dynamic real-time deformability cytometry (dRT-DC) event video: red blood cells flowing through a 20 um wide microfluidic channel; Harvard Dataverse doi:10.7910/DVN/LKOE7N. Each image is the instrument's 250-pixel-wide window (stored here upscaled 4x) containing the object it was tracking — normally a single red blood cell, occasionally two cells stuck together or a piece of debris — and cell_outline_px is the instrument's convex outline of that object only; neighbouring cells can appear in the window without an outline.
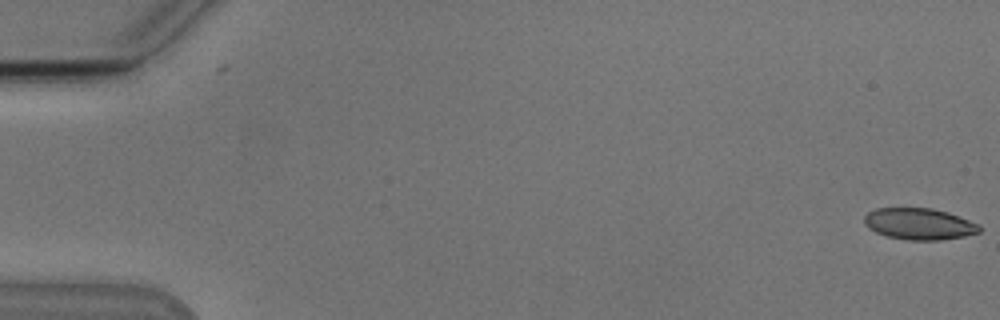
{"species": "Egyptian fruit bat (a non-hibernating species)", "species_latin": "Rousettus aegyptiacus", "temperature_condition": "cold", "stored_images_in_passage": 54, "camera_frame_rate_fps": 3000, "um_per_image_px": 0.085, "animal": {"sex": "male"}, "frame": {"image": 1, "passage_image": 1, "time_ms": 0.0, "image_size_px": [1000, 320], "cell_outline_px": [[980, 232], [964, 236], [940, 240], [908, 240], [888, 236], [876, 232], [868, 228], [864, 224], [864, 216], [868, 212], [876, 208], [932, 208], [948, 212], [980, 224]], "centroid_in_image_um": [78.13, 19.03], "position_along_channel_um": 6.9, "area_um2": 21.15}}
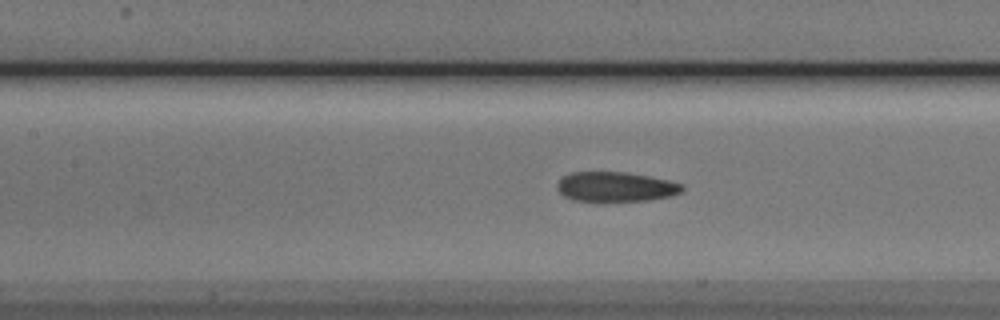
{"frame": {"image": 2, "passage_image": 25, "time_ms": 8.0, "image_size_px": [1000, 320], "cell_outline_px": [[684, 188], [680, 192], [668, 196], [648, 200], [604, 204], [572, 200], [564, 196], [556, 188], [556, 184], [564, 176], [572, 172], [624, 172], [648, 176], [668, 180], [684, 184]], "centroid_in_image_um": [52.28, 15.92], "position_along_channel_um": 155.1, "area_um2": 22.37}}
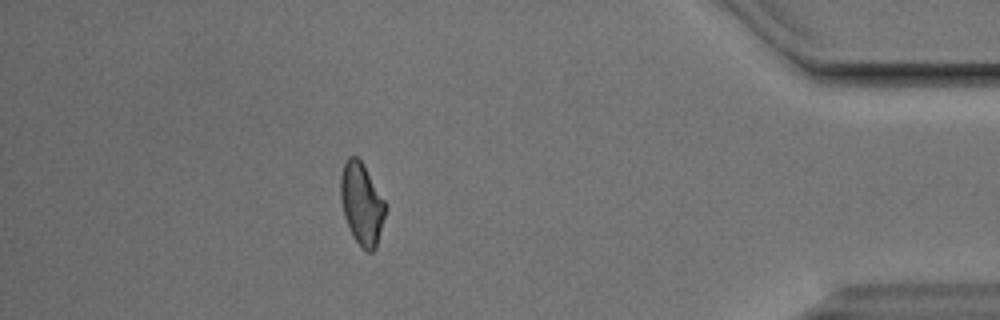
{"frame": {"image": 3, "passage_image": 48, "time_ms": 15.667, "image_size_px": [1000, 320], "cell_outline_px": [[384, 216], [376, 248], [372, 252], [368, 252], [360, 248], [344, 216], [340, 200], [340, 176], [344, 164], [348, 156], [356, 156], [364, 164], [384, 200]], "centroid_in_image_um": [30.72, 17.3], "position_along_channel_um": 404.5, "area_um2": 21.1}, "authors_computed_cell_mechanics": {"area_um2": 22.0218, "velocity_mm_per_s": 3.8356, "shape_relaxation_time_tau1_ms": 6.4965, "shape_relaxation_time_tau2_ms": 2.3535, "deformation_change_tau1": 0.1285, "deformation_change_tau2": 0.0913}}